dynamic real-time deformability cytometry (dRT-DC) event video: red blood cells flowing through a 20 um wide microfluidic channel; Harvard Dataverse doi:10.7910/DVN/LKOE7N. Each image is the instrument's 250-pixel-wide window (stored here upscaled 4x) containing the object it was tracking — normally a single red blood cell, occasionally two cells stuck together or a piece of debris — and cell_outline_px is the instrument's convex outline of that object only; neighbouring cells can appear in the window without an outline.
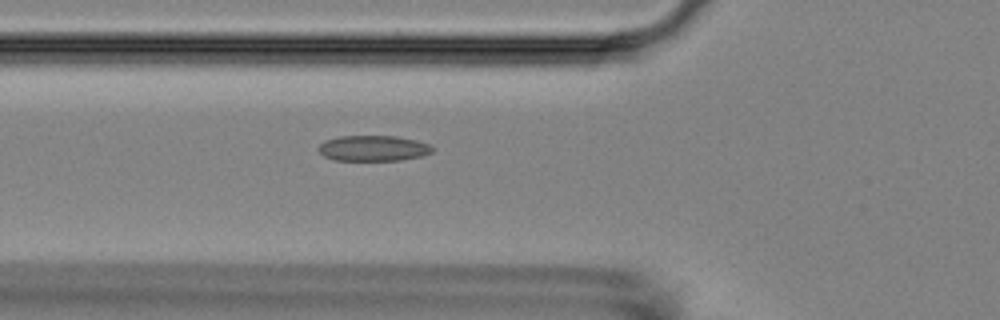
{"species": "Egyptian fruit bat (a non-hibernating species)", "species_latin": "Rousettus aegyptiacus", "temperature_condition": "room temperature", "stored_images_in_passage": 2, "camera_frame_rate_fps": 3000, "um_per_image_px": 0.085, "animal": {"sex": "female"}, "frame": {"image": 1, "passage_image": 2, "time_ms": 1.0, "image_size_px": [1000, 320], "cell_outline_px": [[432, 152], [420, 156], [400, 160], [332, 160], [324, 156], [316, 148], [324, 140], [340, 136], [396, 136], [416, 140], [432, 144]], "centroid_in_image_um": [31.7, 12.59], "position_along_channel_um": 94.1, "area_um2": 17.05}}